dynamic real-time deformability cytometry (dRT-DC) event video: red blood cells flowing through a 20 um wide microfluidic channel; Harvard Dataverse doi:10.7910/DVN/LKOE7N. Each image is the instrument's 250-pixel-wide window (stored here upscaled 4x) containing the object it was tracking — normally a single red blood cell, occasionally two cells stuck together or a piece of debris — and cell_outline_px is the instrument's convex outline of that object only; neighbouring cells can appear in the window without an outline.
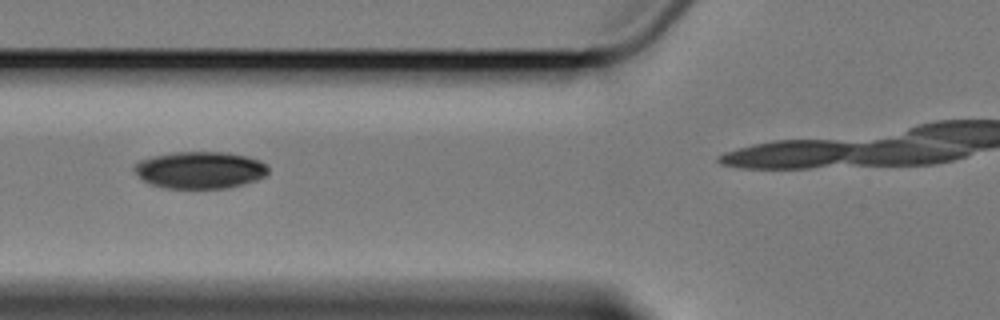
{"species": "Egyptian fruit bat (a non-hibernating species)", "species_latin": "Rousettus aegyptiacus", "temperature_condition": "cold", "stored_images_in_passage": 11, "camera_frame_rate_fps": 3000, "um_per_image_px": 0.085, "animal": {"sex": "female"}, "frame": {"image": 1, "passage_image": 4, "time_ms": 4.667, "image_size_px": [1000, 320], "cell_outline_px": [[268, 172], [264, 176], [256, 180], [244, 184], [228, 188], [164, 188], [152, 184], [144, 180], [132, 168], [140, 160], [152, 156], [172, 152], [228, 152], [248, 156], [260, 160], [268, 164]], "centroid_in_image_um": [17.04, 14.44], "position_along_channel_um": 108.8, "area_um2": 29.02}}
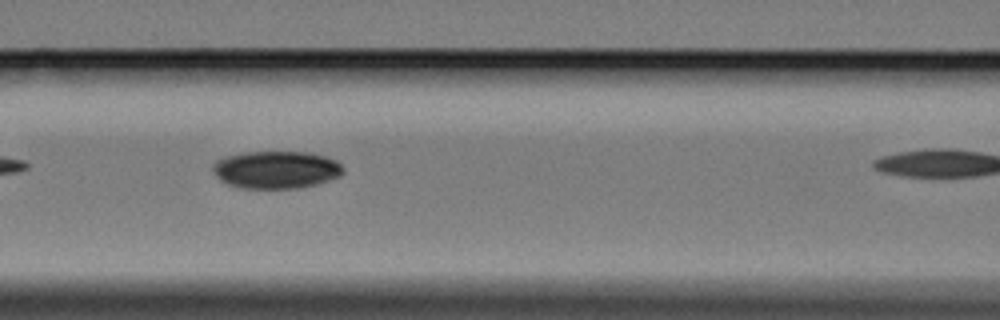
{"frame": {"image": 2, "passage_image": 5, "time_ms": 5.667, "image_size_px": [1000, 320], "cell_outline_px": [[344, 172], [340, 176], [316, 184], [300, 188], [240, 188], [228, 184], [220, 180], [216, 176], [212, 168], [212, 164], [216, 160], [224, 156], [244, 152], [308, 152], [324, 156], [336, 160], [344, 168]], "centroid_in_image_um": [23.45, 14.42], "position_along_channel_um": 143.1, "area_um2": 28.67}}
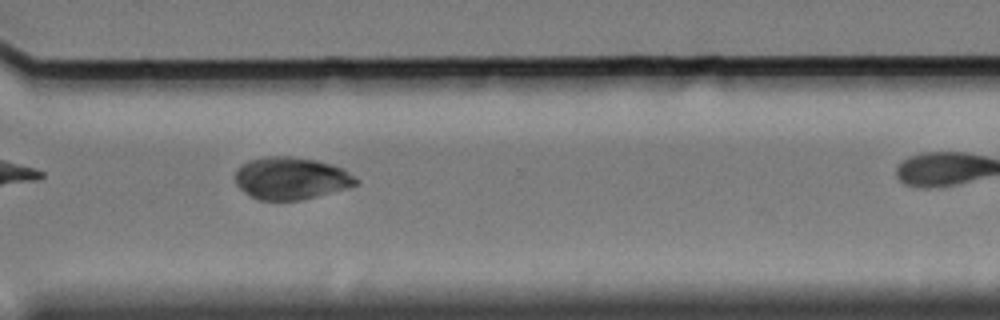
{"frame": {"image": 3, "passage_image": 10, "time_ms": 11.667, "image_size_px": [1000, 320], "cell_outline_px": [[360, 184], [348, 188], [300, 200], [260, 200], [244, 192], [236, 184], [236, 168], [240, 164], [248, 160], [264, 156], [292, 156], [316, 160], [332, 164], [344, 168], [360, 180]], "centroid_in_image_um": [24.76, 15.14], "position_along_channel_um": 345.8, "area_um2": 30.11}}